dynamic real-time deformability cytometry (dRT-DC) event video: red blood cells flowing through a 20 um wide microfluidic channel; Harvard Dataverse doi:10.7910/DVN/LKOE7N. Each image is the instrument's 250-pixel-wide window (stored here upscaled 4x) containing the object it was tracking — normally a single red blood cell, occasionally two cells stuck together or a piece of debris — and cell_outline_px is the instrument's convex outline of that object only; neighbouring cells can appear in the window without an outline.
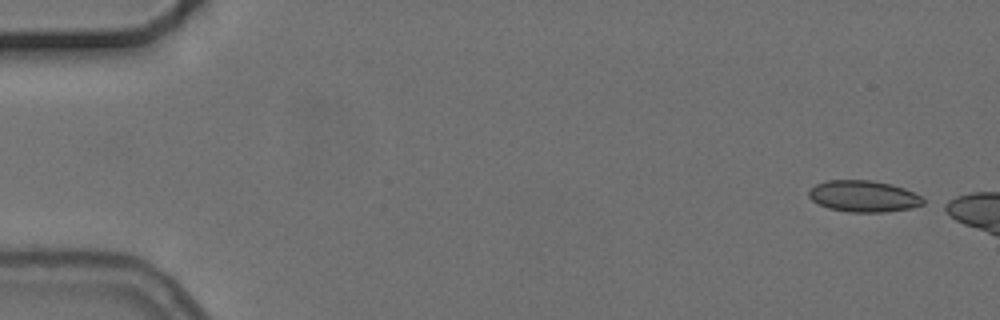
{"species": "common noctule bat (a hibernating species)", "species_latin": "Nyctalus noctula", "temperature_condition": "cold", "stored_images_in_passage": 3, "camera_frame_rate_fps": 3000, "um_per_image_px": 0.085, "animal": {"sex": "female", "body_mass_g": 24.6, "forearm_length_mm": 56.2}, "frame": {"image": 1, "passage_image": 1, "time_ms": 0.0, "image_size_px": [1000, 320], "cell_outline_px": [[924, 204], [912, 208], [884, 212], [848, 212], [828, 208], [812, 200], [808, 196], [808, 188], [816, 184], [828, 180], [872, 180], [892, 184], [904, 188], [920, 196], [924, 200]], "centroid_in_image_um": [73.38, 16.68], "position_along_channel_um": 11.6, "area_um2": 21.04}}